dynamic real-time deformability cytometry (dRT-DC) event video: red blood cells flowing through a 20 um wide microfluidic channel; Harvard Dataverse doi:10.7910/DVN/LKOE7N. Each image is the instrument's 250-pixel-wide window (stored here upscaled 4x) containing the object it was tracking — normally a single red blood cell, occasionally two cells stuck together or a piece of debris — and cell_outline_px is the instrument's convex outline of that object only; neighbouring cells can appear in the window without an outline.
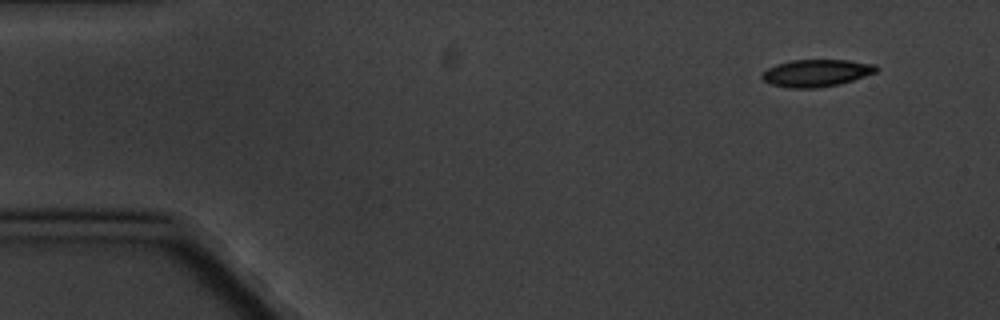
{"species": "common noctule bat (a hibernating species)", "species_latin": "Nyctalus noctula", "temperature_condition": "cold", "stored_images_in_passage": 10, "camera_frame_rate_fps": 3000, "um_per_image_px": 0.085, "animal": {"sex": "male", "body_mass_g": 20.1, "forearm_length_mm": 53.5}, "frame": {"image": 1, "passage_image": 1, "time_ms": 0.0, "image_size_px": [1000, 320], "cell_outline_px": [[880, 68], [876, 72], [840, 84], [816, 88], [788, 88], [772, 84], [764, 80], [760, 76], [768, 68], [776, 64], [792, 60], [848, 60], [876, 64]], "centroid_in_image_um": [69.41, 6.2], "position_along_channel_um": 15.6, "area_um2": 18.09}}
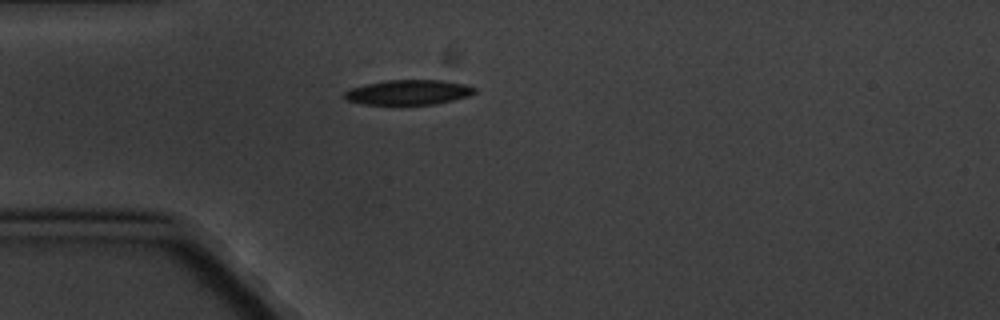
{"frame": {"image": 2, "passage_image": 4, "time_ms": 3.667, "image_size_px": [1000, 320], "cell_outline_px": [[476, 92], [468, 96], [436, 104], [364, 104], [344, 100], [344, 92], [348, 88], [364, 84], [384, 80], [444, 80], [464, 84], [476, 88]], "centroid_in_image_um": [34.67, 7.83], "position_along_channel_um": 50.3, "area_um2": 19.02}}
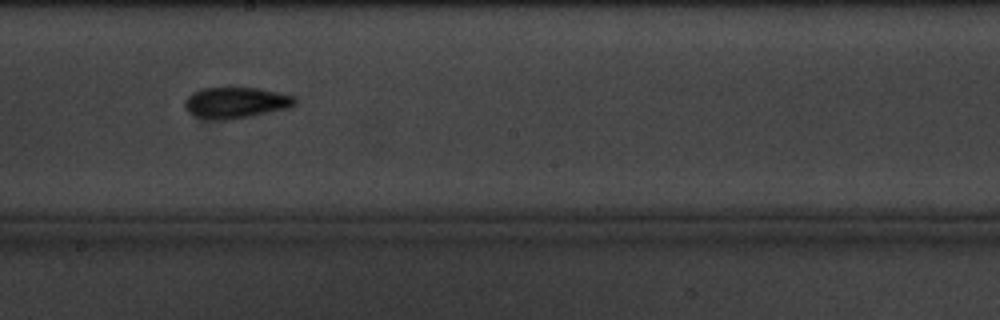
{"frame": {"image": 3, "passage_image": 9, "time_ms": 9.333, "image_size_px": [1000, 320], "cell_outline_px": [[296, 104], [288, 108], [248, 116], [224, 120], [220, 120], [196, 116], [188, 112], [184, 104], [184, 100], [192, 92], [200, 88], [256, 88], [280, 92], [296, 96]], "centroid_in_image_um": [20.05, 8.71], "position_along_channel_um": 228.2, "area_um2": 19.77}}